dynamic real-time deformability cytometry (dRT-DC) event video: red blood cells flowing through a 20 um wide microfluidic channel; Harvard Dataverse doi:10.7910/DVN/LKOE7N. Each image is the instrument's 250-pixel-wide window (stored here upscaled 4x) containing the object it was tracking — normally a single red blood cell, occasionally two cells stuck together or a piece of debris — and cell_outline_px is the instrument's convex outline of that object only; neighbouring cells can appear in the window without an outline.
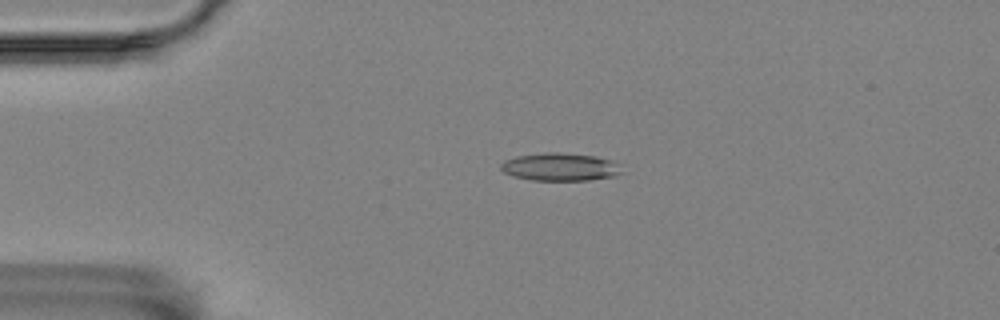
{"species": "Egyptian fruit bat (a non-hibernating species)", "species_latin": "Rousettus aegyptiacus", "temperature_condition": "room temperature", "stored_images_in_passage": 3, "camera_frame_rate_fps": 3000, "um_per_image_px": 0.085, "animal": {"sex": "female"}, "frame": {"image": 1, "passage_image": 2, "time_ms": 1.0, "image_size_px": [1000, 320], "cell_outline_px": [[620, 172], [616, 176], [588, 180], [532, 180], [512, 176], [504, 172], [500, 168], [500, 164], [504, 160], [516, 156], [548, 152], [556, 152], [596, 156], [612, 160], [620, 164]], "centroid_in_image_um": [47.6, 14.18], "position_along_channel_um": 37.4, "area_um2": 19.65}}